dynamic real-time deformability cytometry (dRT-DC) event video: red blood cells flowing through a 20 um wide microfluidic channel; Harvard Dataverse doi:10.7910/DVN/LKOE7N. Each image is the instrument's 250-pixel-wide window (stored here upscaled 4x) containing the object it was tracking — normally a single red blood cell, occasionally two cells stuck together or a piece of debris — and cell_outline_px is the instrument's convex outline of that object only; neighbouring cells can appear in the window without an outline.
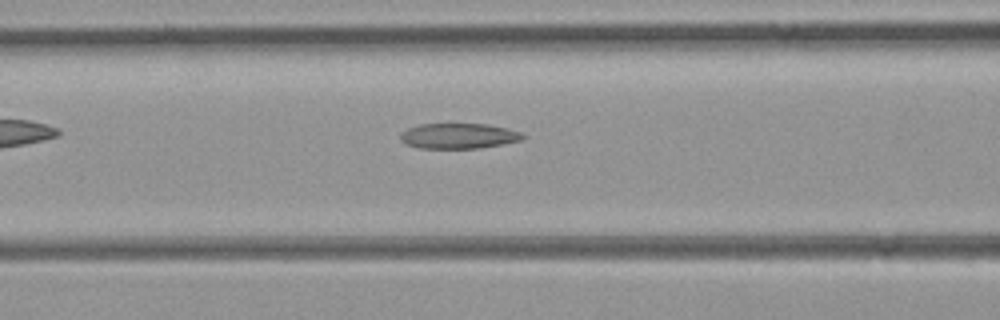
{"species": "common noctule bat (a hibernating species)", "species_latin": "Nyctalus noctula", "temperature_condition": "room temperature", "stored_images_in_passage": 27, "camera_frame_rate_fps": 3000, "um_per_image_px": 0.085, "animal": {"sex": "female", "body_mass_g": 21.9}, "frame": {"image": 1, "passage_image": 5, "time_ms": 1.333, "image_size_px": [1000, 320], "cell_outline_px": [[524, 136], [520, 140], [480, 148], [420, 148], [408, 144], [400, 140], [400, 132], [408, 128], [420, 124], [488, 124], [508, 128], [520, 132]], "centroid_in_image_um": [38.95, 11.55], "position_along_channel_um": 127.6, "area_um2": 17.92}}
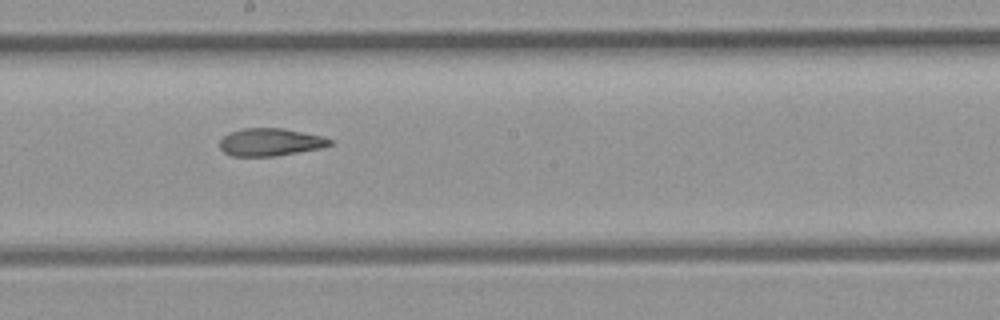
{"frame": {"image": 2, "passage_image": 12, "time_ms": 3.667, "image_size_px": [1000, 320], "cell_outline_px": [[332, 144], [320, 148], [276, 156], [232, 156], [224, 152], [220, 148], [220, 140], [224, 136], [232, 132], [244, 128], [284, 128], [324, 136], [332, 140]], "centroid_in_image_um": [22.99, 12.08], "position_along_channel_um": 225.2, "area_um2": 17.69}}
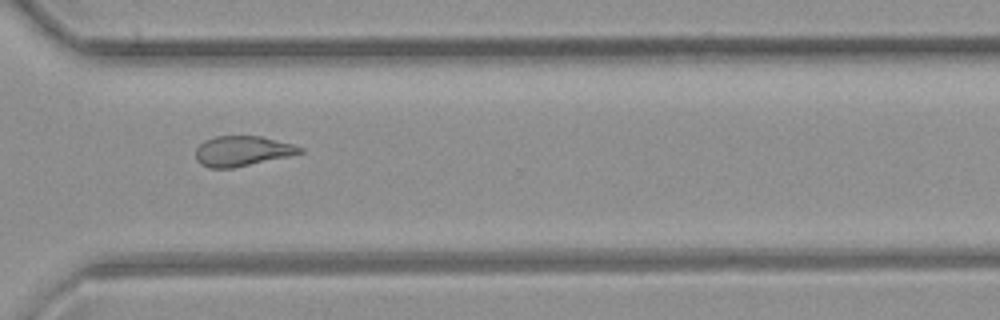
{"frame": {"image": 3, "passage_image": 21, "time_ms": 6.667, "image_size_px": [1000, 320], "cell_outline_px": [[304, 152], [288, 156], [232, 168], [208, 168], [200, 164], [196, 160], [196, 148], [204, 140], [216, 136], [260, 136], [292, 144], [304, 148]], "centroid_in_image_um": [20.56, 12.84], "position_along_channel_um": 350.0, "area_um2": 18.21}}